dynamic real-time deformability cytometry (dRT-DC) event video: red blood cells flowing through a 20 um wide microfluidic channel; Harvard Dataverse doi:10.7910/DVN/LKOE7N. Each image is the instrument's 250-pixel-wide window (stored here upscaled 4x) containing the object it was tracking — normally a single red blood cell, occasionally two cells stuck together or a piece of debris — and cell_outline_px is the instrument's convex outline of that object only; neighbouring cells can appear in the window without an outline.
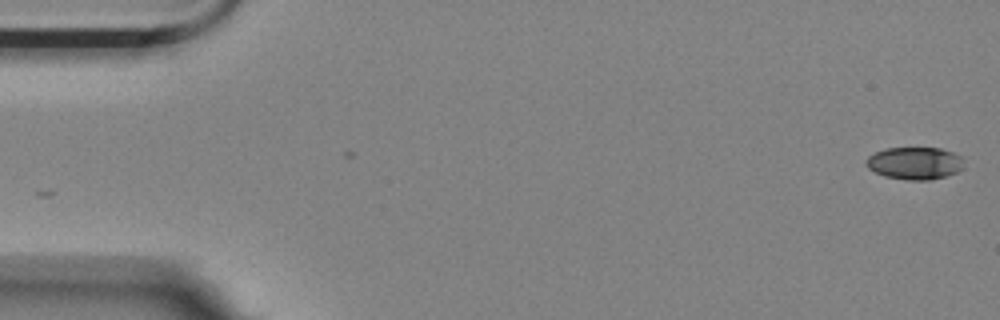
{"species": "Egyptian fruit bat (a non-hibernating species)", "species_latin": "Rousettus aegyptiacus", "temperature_condition": "room temperature", "stored_images_in_passage": 15, "camera_frame_rate_fps": 3000, "um_per_image_px": 0.085, "animal": {"sex": "female"}, "frame": {"image": 1, "passage_image": 1, "time_ms": 0.0, "image_size_px": [1000, 320], "cell_outline_px": [[964, 168], [960, 172], [928, 180], [908, 180], [884, 176], [868, 168], [864, 164], [864, 160], [868, 156], [884, 148], [940, 148], [964, 156]], "centroid_in_image_um": [77.78, 13.87], "position_along_channel_um": 7.2, "area_um2": 18.79}}
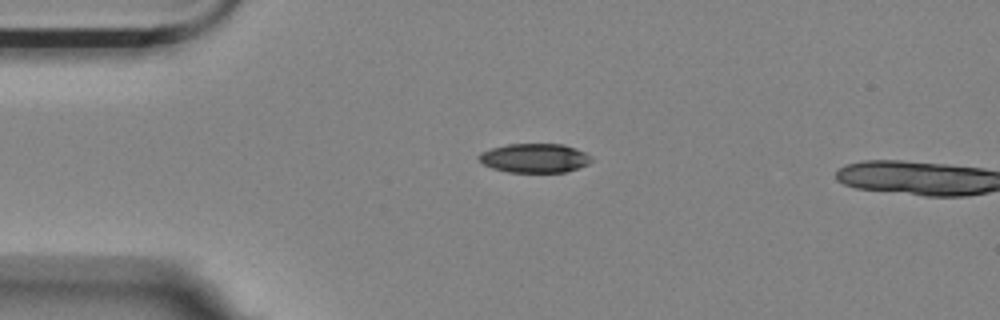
{"frame": {"image": 2, "passage_image": 13, "time_ms": 4.0, "image_size_px": [1000, 320], "cell_outline_px": [[592, 160], [588, 164], [564, 172], [508, 172], [492, 168], [476, 160], [476, 156], [480, 152], [492, 148], [508, 144], [564, 144], [576, 148], [592, 156]], "centroid_in_image_um": [45.41, 13.43], "position_along_channel_um": 39.6, "area_um2": 19.19}}